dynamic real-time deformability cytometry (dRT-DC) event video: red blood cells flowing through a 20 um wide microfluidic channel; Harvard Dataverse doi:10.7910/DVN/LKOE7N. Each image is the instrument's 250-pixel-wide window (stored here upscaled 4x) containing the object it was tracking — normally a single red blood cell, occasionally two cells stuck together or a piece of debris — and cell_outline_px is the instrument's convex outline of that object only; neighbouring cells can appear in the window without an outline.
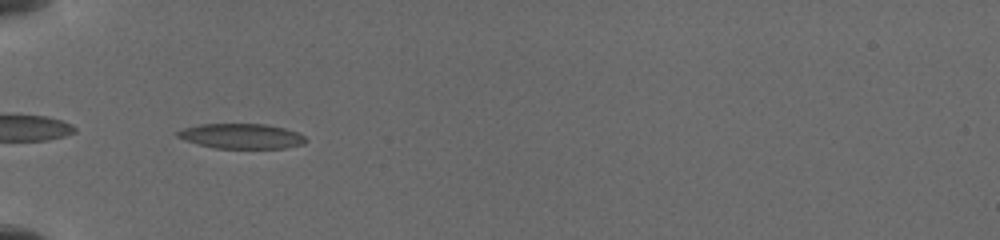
{"species": "common noctule bat (a hibernating species)", "species_latin": "Nyctalus noctula", "temperature_condition": "cold", "stored_images_in_passage": 8, "camera_frame_rate_fps": 3000, "um_per_image_px": 0.085, "animal": {"sex": "female", "body_mass_g": 19.5, "forearm_length_mm": 54.1}, "frame": {"image": 1, "passage_image": 7, "time_ms": 5.333, "image_size_px": [1000, 240], "cell_outline_px": [[308, 140], [304, 144], [284, 148], [216, 148], [200, 144], [176, 136], [176, 132], [184, 128], [196, 124], [268, 124], [284, 128], [296, 132], [304, 136]], "centroid_in_image_um": [20.55, 11.56], "position_along_channel_um": 64.4, "area_um2": 18.55}}